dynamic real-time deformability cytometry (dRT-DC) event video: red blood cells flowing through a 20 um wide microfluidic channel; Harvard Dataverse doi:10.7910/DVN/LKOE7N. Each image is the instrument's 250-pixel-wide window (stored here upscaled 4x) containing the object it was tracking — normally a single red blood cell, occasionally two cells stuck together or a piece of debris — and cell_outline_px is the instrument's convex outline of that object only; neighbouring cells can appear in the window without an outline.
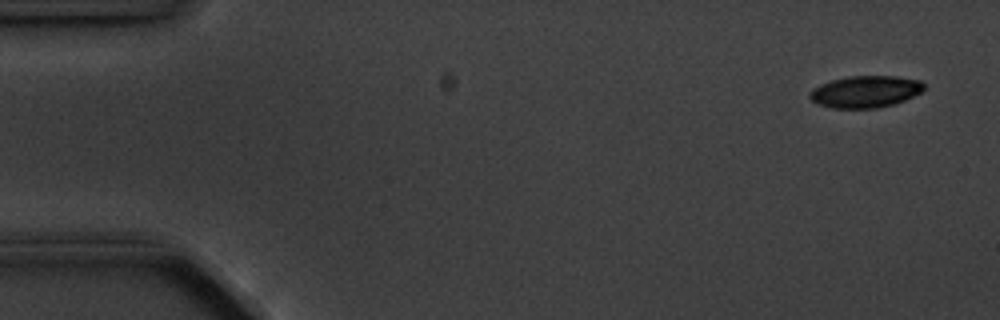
{"species": "common noctule bat (a hibernating species)", "species_latin": "Nyctalus noctula", "temperature_condition": "cold", "stored_images_in_passage": 3, "camera_frame_rate_fps": 3000, "um_per_image_px": 0.085, "animal": {"sex": "male", "body_mass_g": 20.1, "forearm_length_mm": 53.5}, "frame": {"image": 1, "passage_image": 1, "time_ms": 0.0, "image_size_px": [1000, 320], "cell_outline_px": [[924, 88], [920, 92], [904, 100], [892, 104], [876, 108], [832, 108], [816, 104], [808, 96], [808, 92], [812, 88], [820, 84], [832, 80], [848, 76], [896, 76], [920, 80], [924, 84]], "centroid_in_image_um": [73.5, 7.79], "position_along_channel_um": 11.5, "area_um2": 21.21}}